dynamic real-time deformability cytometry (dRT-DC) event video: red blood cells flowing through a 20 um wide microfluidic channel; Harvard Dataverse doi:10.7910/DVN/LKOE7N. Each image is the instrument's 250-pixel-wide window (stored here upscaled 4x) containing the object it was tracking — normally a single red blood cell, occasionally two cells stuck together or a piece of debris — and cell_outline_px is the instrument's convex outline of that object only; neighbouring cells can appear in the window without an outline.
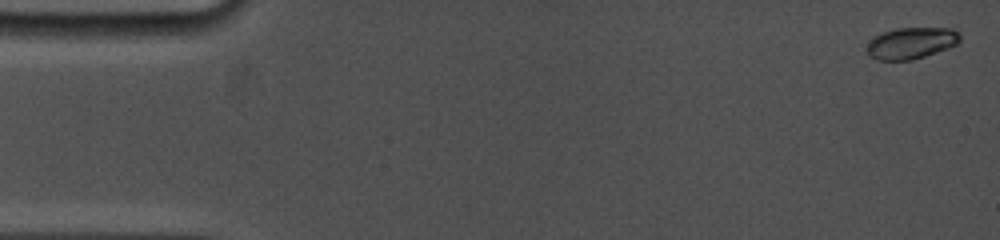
{"species": "common noctule bat (a hibernating species)", "species_latin": "Nyctalus noctula", "temperature_condition": "cold", "stored_images_in_passage": 15, "camera_frame_rate_fps": 5000, "um_per_image_px": 0.085, "animal": {"sex": "female", "body_mass_g": 19.0, "forearm_length_mm": 53.3}, "frame": {"image": 1, "passage_image": 1, "time_ms": 0.0, "image_size_px": [1000, 240], "cell_outline_px": [[960, 40], [956, 44], [948, 48], [912, 60], [876, 60], [868, 56], [864, 48], [872, 36], [896, 28], [952, 28], [960, 36]], "centroid_in_image_um": [77.37, 3.67], "position_along_channel_um": 7.6, "area_um2": 17.22}}
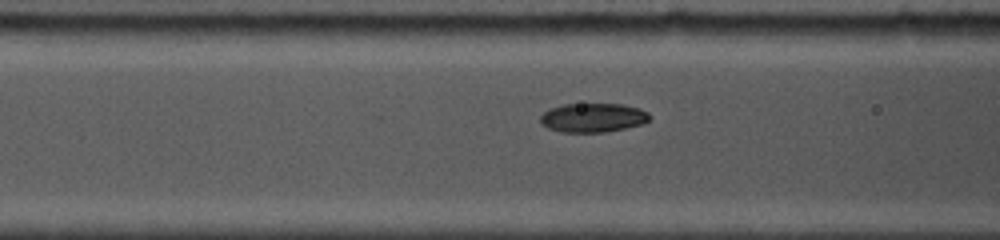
{"frame": {"image": 2, "passage_image": 12, "time_ms": 6.4, "image_size_px": [1000, 240], "cell_outline_px": [[652, 116], [644, 124], [604, 132], [560, 132], [548, 128], [540, 124], [540, 116], [548, 108], [564, 104], [620, 104], [640, 108], [648, 112]], "centroid_in_image_um": [50.39, 10.0], "position_along_channel_um": 116.2, "area_um2": 18.67}}
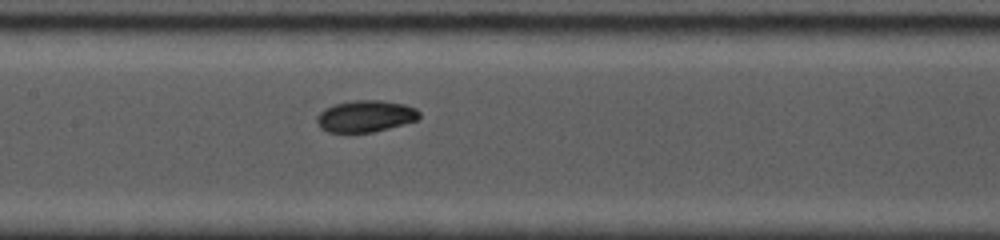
{"frame": {"image": 3, "passage_image": 15, "time_ms": 8.0, "image_size_px": [1000, 240], "cell_outline_px": [[420, 116], [416, 120], [404, 124], [372, 132], [328, 132], [320, 128], [316, 120], [316, 116], [324, 108], [336, 104], [352, 100], [380, 100], [404, 104], [416, 108], [420, 112]], "centroid_in_image_um": [31.05, 9.87], "position_along_channel_um": 176.3, "area_um2": 18.9}}